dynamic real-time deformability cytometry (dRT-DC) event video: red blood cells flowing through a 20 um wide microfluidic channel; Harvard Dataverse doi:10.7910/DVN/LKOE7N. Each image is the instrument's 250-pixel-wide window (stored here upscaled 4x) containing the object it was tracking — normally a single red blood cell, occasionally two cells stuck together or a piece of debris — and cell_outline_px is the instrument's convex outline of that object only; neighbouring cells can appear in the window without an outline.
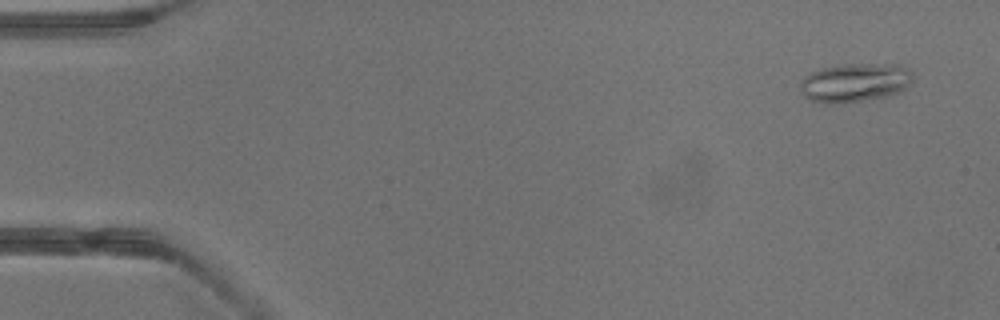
{"species": "common noctule bat (a hibernating species)", "species_latin": "Nyctalus noctula", "temperature_condition": "warm", "stored_images_in_passage": 14, "camera_frame_rate_fps": 3000, "um_per_image_px": 0.085, "animal": {"sex": "male", "body_mass_g": 13.3}, "frame": {"image": 1, "passage_image": 3, "time_ms": 0.667, "image_size_px": [1000, 320], "cell_outline_px": [[912, 80], [908, 88], [900, 92], [888, 96], [860, 100], [812, 100], [804, 96], [800, 92], [800, 88], [804, 76], [812, 72], [824, 68], [840, 64], [900, 64], [908, 68], [912, 72]], "centroid_in_image_um": [72.76, 6.96], "position_along_channel_um": 12.2, "area_um2": 24.74}}